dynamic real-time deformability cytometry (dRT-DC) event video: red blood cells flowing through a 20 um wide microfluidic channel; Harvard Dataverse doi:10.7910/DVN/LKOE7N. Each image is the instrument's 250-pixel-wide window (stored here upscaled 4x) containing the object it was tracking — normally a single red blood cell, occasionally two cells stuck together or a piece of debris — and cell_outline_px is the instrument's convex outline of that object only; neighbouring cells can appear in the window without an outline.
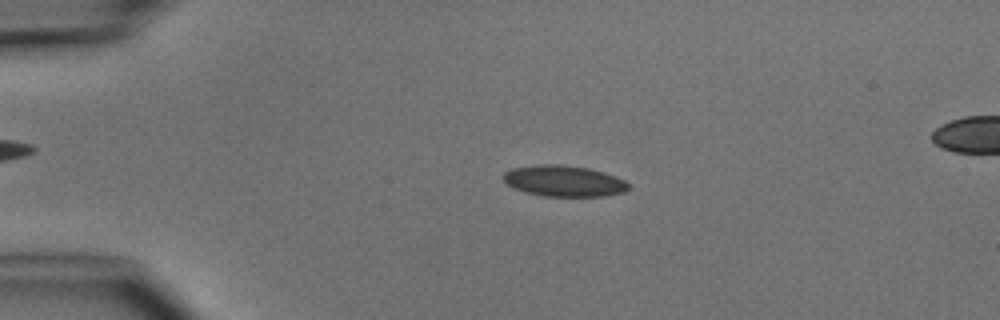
{"species": "common noctule bat (a hibernating species)", "species_latin": "Nyctalus noctula", "temperature_condition": "cold", "stored_images_in_passage": 4, "camera_frame_rate_fps": 3000, "um_per_image_px": 0.085, "animal": {"sex": "male", "body_mass_g": 15.6}, "frame": {"image": 1, "passage_image": 2, "time_ms": 1.333, "image_size_px": [1000, 320], "cell_outline_px": [[628, 188], [624, 192], [604, 196], [544, 196], [524, 192], [512, 188], [500, 176], [504, 172], [512, 168], [536, 164], [560, 164], [588, 168], [604, 172], [616, 176], [624, 180], [628, 184]], "centroid_in_image_um": [47.88, 15.37], "position_along_channel_um": 37.1, "area_um2": 22.83}}